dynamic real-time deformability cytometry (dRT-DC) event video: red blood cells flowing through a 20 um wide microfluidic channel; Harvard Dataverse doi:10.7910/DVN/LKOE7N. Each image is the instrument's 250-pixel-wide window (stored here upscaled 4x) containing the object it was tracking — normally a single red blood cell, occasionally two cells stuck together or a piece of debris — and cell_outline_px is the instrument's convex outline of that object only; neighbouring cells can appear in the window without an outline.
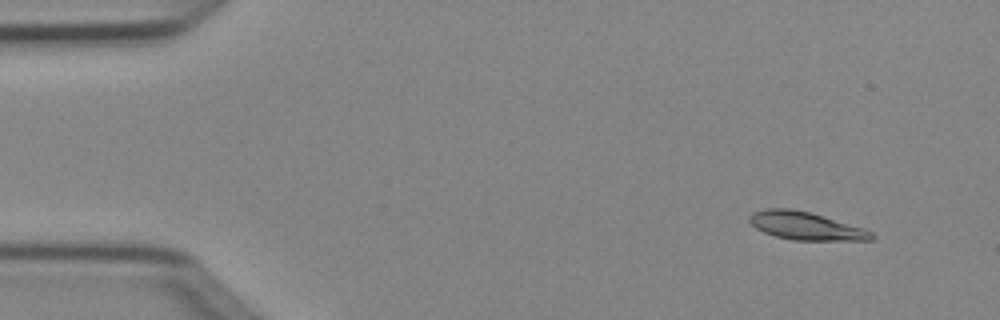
{"species": "Egyptian fruit bat (a non-hibernating species)", "species_latin": "Rousettus aegyptiacus", "temperature_condition": "cold", "stored_images_in_passage": 5, "camera_frame_rate_fps": 3000, "um_per_image_px": 0.085, "animal": {"sex": "female"}, "frame": {"image": 1, "passage_image": 2, "time_ms": 0.333, "image_size_px": [1000, 320], "cell_outline_px": [[876, 236], [872, 240], [792, 240], [776, 236], [764, 232], [756, 228], [748, 220], [748, 216], [752, 212], [768, 208], [792, 208], [812, 212], [864, 228], [872, 232]], "centroid_in_image_um": [68.49, 19.19], "position_along_channel_um": 16.5, "area_um2": 20.06}}
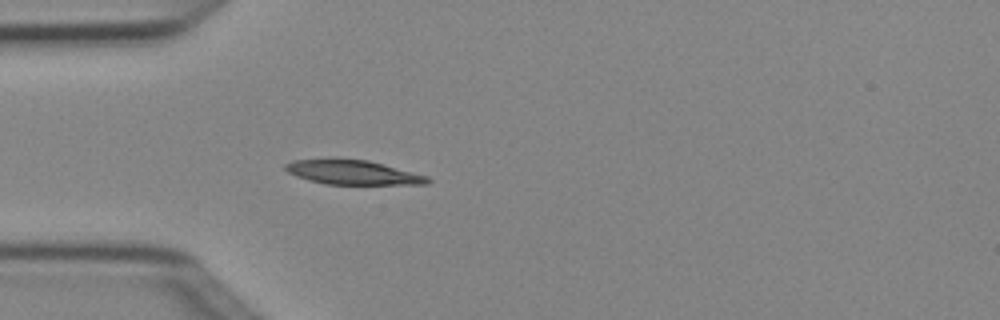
{"frame": {"image": 2, "passage_image": 5, "time_ms": 1.333, "image_size_px": [1000, 320], "cell_outline_px": [[432, 180], [428, 184], [324, 184], [308, 180], [296, 176], [288, 172], [284, 168], [284, 164], [292, 160], [368, 160], [428, 176]], "centroid_in_image_um": [30.0, 14.67], "position_along_channel_um": 55.0, "area_um2": 19.77}}